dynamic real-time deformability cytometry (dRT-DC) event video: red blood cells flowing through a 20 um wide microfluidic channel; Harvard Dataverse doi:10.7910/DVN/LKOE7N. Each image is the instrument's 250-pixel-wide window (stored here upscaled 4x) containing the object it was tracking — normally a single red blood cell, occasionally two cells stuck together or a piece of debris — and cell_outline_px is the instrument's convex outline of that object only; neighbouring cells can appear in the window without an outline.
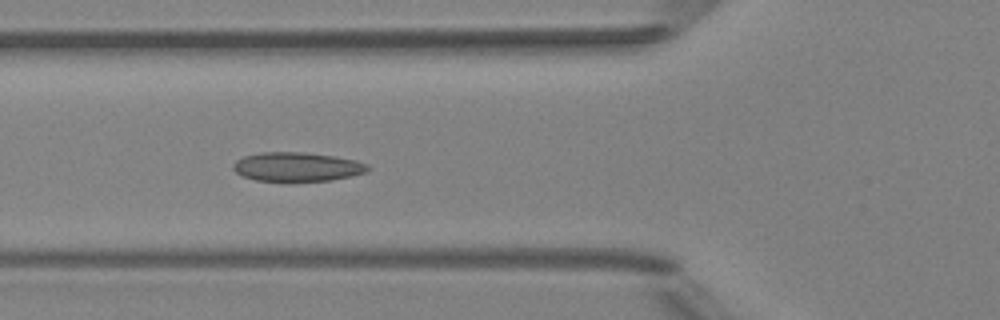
{"species": "Egyptian fruit bat (a non-hibernating species)", "species_latin": "Rousettus aegyptiacus", "temperature_condition": "room temperature", "stored_images_in_passage": 6, "camera_frame_rate_fps": 3000, "um_per_image_px": 0.085, "animal": {"sex": "female"}, "frame": {"image": 1, "passage_image": 6, "time_ms": 5.667, "image_size_px": [1000, 320], "cell_outline_px": [[368, 172], [352, 176], [332, 180], [256, 180], [244, 176], [236, 172], [232, 168], [232, 164], [236, 160], [244, 156], [260, 152], [304, 152], [332, 156], [356, 160], [368, 164]], "centroid_in_image_um": [25.26, 14.16], "position_along_channel_um": 100.5, "area_um2": 22.54}}